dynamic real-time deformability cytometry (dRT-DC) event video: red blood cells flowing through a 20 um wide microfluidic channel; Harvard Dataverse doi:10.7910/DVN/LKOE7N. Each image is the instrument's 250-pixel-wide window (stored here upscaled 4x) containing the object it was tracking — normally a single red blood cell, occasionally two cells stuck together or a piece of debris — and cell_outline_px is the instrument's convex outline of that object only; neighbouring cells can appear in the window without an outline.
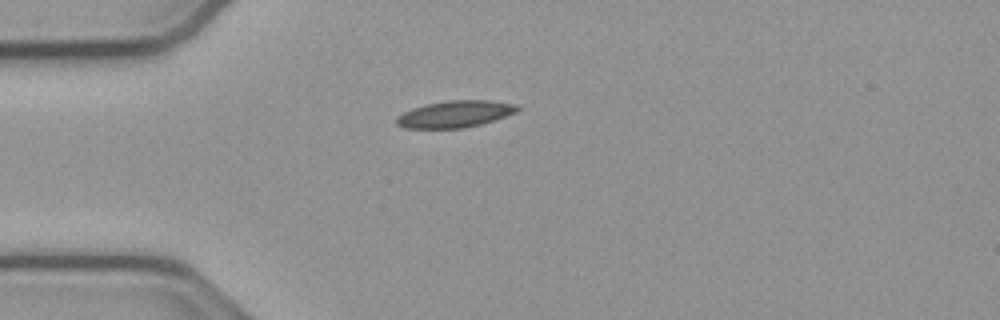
{"species": "common noctule bat (a hibernating species)", "species_latin": "Nyctalus noctula", "temperature_condition": "cold", "stored_images_in_passage": 41, "camera_frame_rate_fps": 3000, "um_per_image_px": 0.085, "animal": {"sex": "male", "body_mass_g": 23.1, "forearm_length_mm": 52.7}, "frame": {"image": 1, "passage_image": 1, "time_ms": 0.0, "image_size_px": [1000, 320], "cell_outline_px": [[520, 108], [516, 112], [480, 124], [464, 128], [404, 128], [396, 124], [396, 116], [412, 108], [424, 104], [448, 100], [488, 100], [520, 104]], "centroid_in_image_um": [38.66, 9.68], "position_along_channel_um": 46.3, "area_um2": 18.9}}
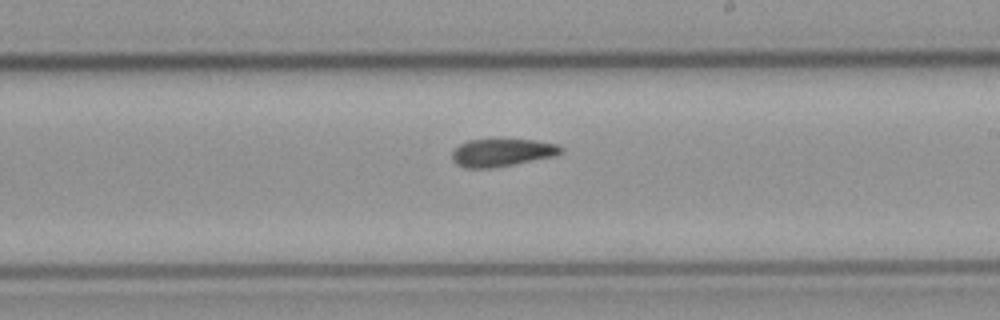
{"frame": {"image": 2, "passage_image": 18, "time_ms": 5.667, "image_size_px": [1000, 320], "cell_outline_px": [[564, 152], [552, 156], [492, 168], [464, 168], [456, 164], [452, 160], [452, 152], [460, 144], [468, 140], [532, 140], [560, 144], [564, 148]], "centroid_in_image_um": [42.66, 12.97], "position_along_channel_um": 246.3, "area_um2": 17.4}}
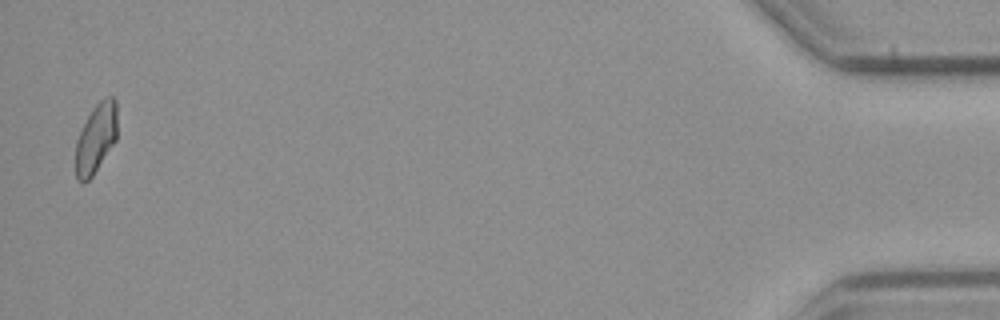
{"frame": {"image": 3, "passage_image": 40, "time_ms": 13.0, "image_size_px": [1000, 320], "cell_outline_px": [[116, 140], [92, 176], [84, 184], [76, 180], [76, 140], [92, 108], [104, 96], [112, 96], [116, 100]], "centroid_in_image_um": [8.15, 11.75], "position_along_channel_um": 427.1, "area_um2": 16.76}, "authors_computed_cell_mechanics": {"area_um2": 17.8602, "velocity_mm_per_s": 3.7956, "shape_relaxation_time_tau1_ms": null, "shape_relaxation_time_tau2_ms": 3.1118, "deformation_change_tau1": null, "deformation_change_tau2": 0.0776}}